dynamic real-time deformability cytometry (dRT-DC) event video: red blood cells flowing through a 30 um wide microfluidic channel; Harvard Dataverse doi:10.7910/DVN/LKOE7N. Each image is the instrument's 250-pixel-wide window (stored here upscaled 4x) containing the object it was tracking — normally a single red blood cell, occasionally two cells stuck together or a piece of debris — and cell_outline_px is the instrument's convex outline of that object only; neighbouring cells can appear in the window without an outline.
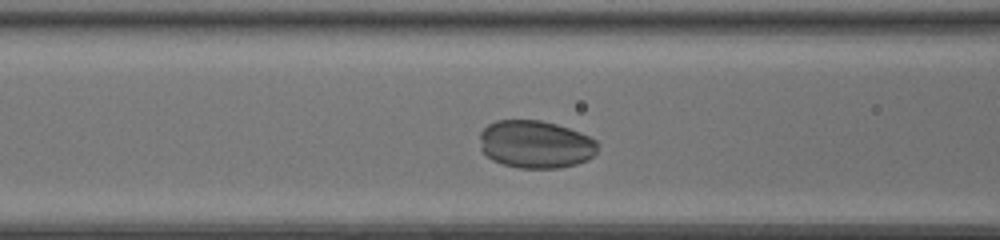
{"species": "common noctule bat (a hibernating species)", "species_latin": "Nyctalus noctula", "temperature_condition": "room temperature", "stored_images_in_passage": 32, "camera_frame_rate_fps": 3000, "um_per_image_px": 0.085, "animal": {"sex": "female", "body_mass_g": 20.0, "forearm_length_mm": 54.0}, "frame": {"image": 1, "passage_image": 11, "time_ms": 3.333, "image_size_px": [1000, 240], "cell_outline_px": [[600, 144], [596, 152], [588, 160], [576, 164], [560, 168], [520, 168], [504, 164], [492, 160], [480, 148], [480, 132], [488, 124], [496, 120], [540, 120], [556, 124], [580, 132], [596, 140]], "centroid_in_image_um": [45.53, 12.26], "position_along_channel_um": 121.1, "area_um2": 32.95}}
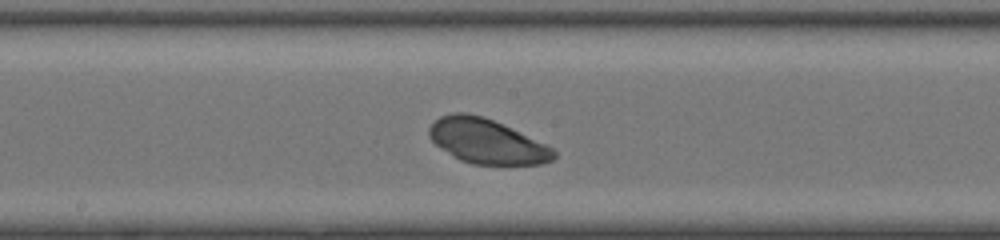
{"frame": {"image": 2, "passage_image": 17, "time_ms": 5.333, "image_size_px": [1000, 240], "cell_outline_px": [[556, 156], [552, 160], [544, 164], [472, 164], [460, 160], [452, 156], [440, 148], [428, 136], [428, 128], [440, 116], [452, 112], [468, 112], [484, 116], [544, 144], [552, 148], [556, 152]], "centroid_in_image_um": [41.32, 12.0], "position_along_channel_um": 206.9, "area_um2": 32.19}}
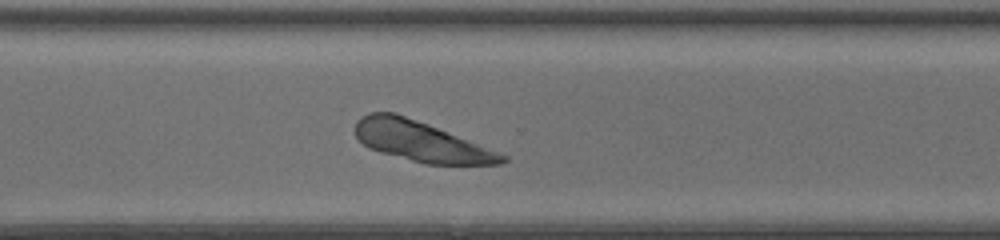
{"frame": {"image": 3, "passage_image": 26, "time_ms": 8.333, "image_size_px": [1000, 240], "cell_outline_px": [[508, 160], [500, 164], [424, 164], [380, 152], [368, 148], [356, 136], [356, 120], [368, 112], [396, 112], [428, 124], [508, 156]], "centroid_in_image_um": [35.74, 12.01], "position_along_channel_um": 334.9, "area_um2": 34.04}}